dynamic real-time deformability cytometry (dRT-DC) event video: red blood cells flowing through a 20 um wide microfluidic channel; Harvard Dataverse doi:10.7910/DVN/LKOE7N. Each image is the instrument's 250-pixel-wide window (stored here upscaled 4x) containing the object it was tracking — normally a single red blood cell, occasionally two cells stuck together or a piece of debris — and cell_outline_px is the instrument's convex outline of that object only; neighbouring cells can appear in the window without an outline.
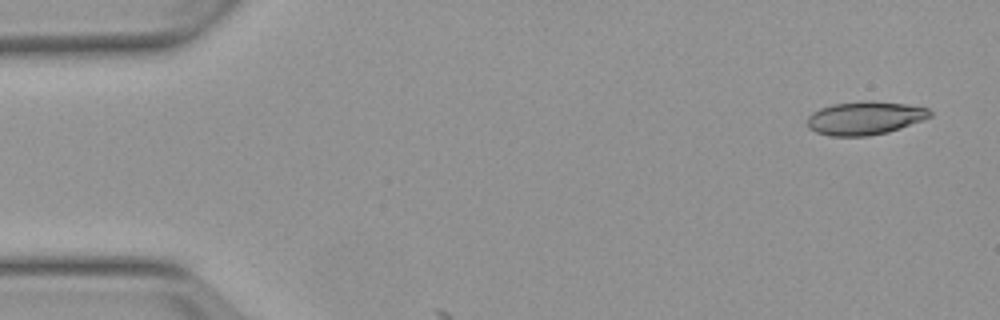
{"species": "Egyptian fruit bat (a non-hibernating species)", "species_latin": "Rousettus aegyptiacus", "temperature_condition": "warm", "stored_images_in_passage": 7, "camera_frame_rate_fps": 3000, "um_per_image_px": 0.085, "animal": {"sex": "female"}, "frame": {"image": 1, "passage_image": 1, "time_ms": 0.0, "image_size_px": [1000, 320], "cell_outline_px": [[932, 116], [924, 120], [888, 132], [868, 136], [832, 136], [816, 132], [808, 128], [808, 116], [812, 112], [820, 108], [832, 104], [864, 100], [868, 100], [904, 104], [928, 108], [932, 112]], "centroid_in_image_um": [73.52, 10.03], "position_along_channel_um": 11.5, "area_um2": 23.93}}
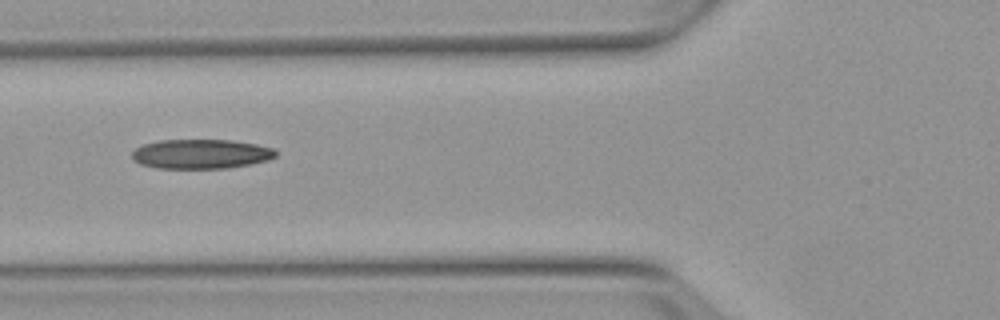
{"frame": {"image": 2, "passage_image": 5, "time_ms": 5.667, "image_size_px": [1000, 320], "cell_outline_px": [[276, 156], [268, 160], [228, 168], [156, 168], [140, 164], [132, 160], [132, 152], [136, 148], [144, 144], [160, 140], [232, 140], [256, 144], [272, 148], [276, 152]], "centroid_in_image_um": [17.05, 13.09], "position_along_channel_um": 108.7, "area_um2": 24.62}}
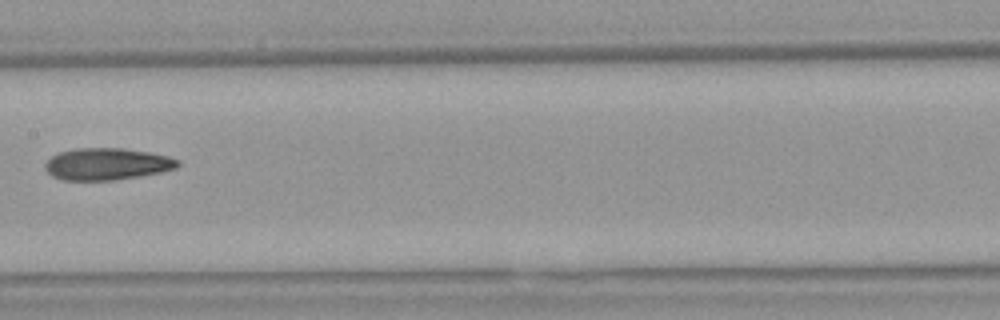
{"frame": {"image": 3, "passage_image": 7, "time_ms": 8.0, "image_size_px": [1000, 320], "cell_outline_px": [[180, 164], [176, 168], [160, 172], [140, 176], [116, 180], [64, 180], [52, 176], [44, 168], [44, 164], [56, 152], [76, 148], [124, 148], [148, 152], [168, 156], [180, 160]], "centroid_in_image_um": [9.08, 13.93], "position_along_channel_um": 198.3, "area_um2": 24.8}}